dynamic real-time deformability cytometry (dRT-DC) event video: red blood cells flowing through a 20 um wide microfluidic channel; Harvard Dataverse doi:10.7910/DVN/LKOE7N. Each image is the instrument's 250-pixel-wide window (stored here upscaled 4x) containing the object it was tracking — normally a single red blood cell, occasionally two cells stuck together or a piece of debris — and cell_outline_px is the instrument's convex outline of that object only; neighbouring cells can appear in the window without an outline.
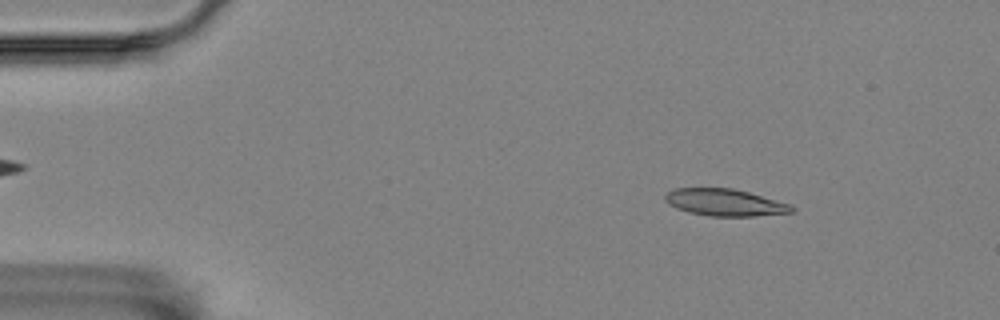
{"species": "Egyptian fruit bat (a non-hibernating species)", "species_latin": "Rousettus aegyptiacus", "temperature_condition": "room temperature", "stored_images_in_passage": 56, "camera_frame_rate_fps": 3000, "um_per_image_px": 0.085, "animal": {"sex": "female"}, "frame": {"image": 1, "passage_image": 7, "time_ms": 2.0, "image_size_px": [1000, 320], "cell_outline_px": [[796, 208], [792, 212], [752, 216], [708, 216], [688, 212], [676, 208], [668, 204], [664, 200], [664, 196], [672, 188], [732, 188], [748, 192], [792, 204]], "centroid_in_image_um": [61.6, 17.21], "position_along_channel_um": 23.4, "area_um2": 20.0}}
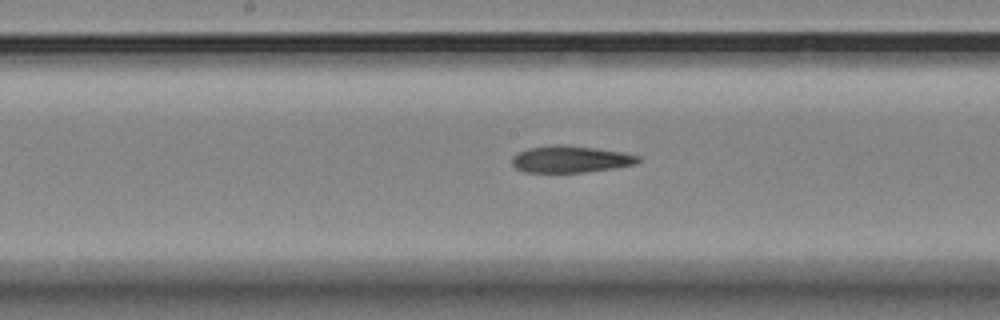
{"frame": {"image": 2, "passage_image": 28, "time_ms": 9.0, "image_size_px": [1000, 320], "cell_outline_px": [[640, 160], [636, 164], [612, 168], [584, 172], [524, 172], [516, 168], [512, 164], [512, 156], [528, 148], [556, 144], [596, 148], [624, 152], [640, 156]], "centroid_in_image_um": [48.5, 13.53], "position_along_channel_um": 199.7, "area_um2": 19.59}}
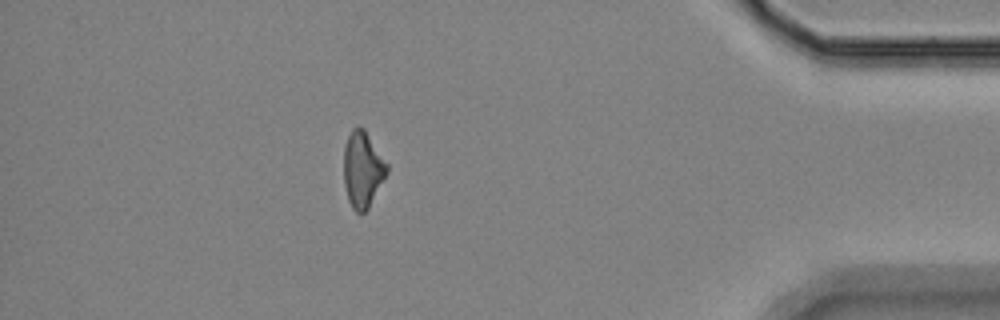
{"frame": {"image": 3, "passage_image": 49, "time_ms": 16.0, "image_size_px": [1000, 320], "cell_outline_px": [[388, 172], [368, 208], [364, 212], [356, 212], [352, 208], [348, 200], [344, 184], [344, 144], [352, 128], [356, 124], [364, 128], [388, 164]], "centroid_in_image_um": [30.81, 14.36], "position_along_channel_um": 404.4, "area_um2": 19.19}}